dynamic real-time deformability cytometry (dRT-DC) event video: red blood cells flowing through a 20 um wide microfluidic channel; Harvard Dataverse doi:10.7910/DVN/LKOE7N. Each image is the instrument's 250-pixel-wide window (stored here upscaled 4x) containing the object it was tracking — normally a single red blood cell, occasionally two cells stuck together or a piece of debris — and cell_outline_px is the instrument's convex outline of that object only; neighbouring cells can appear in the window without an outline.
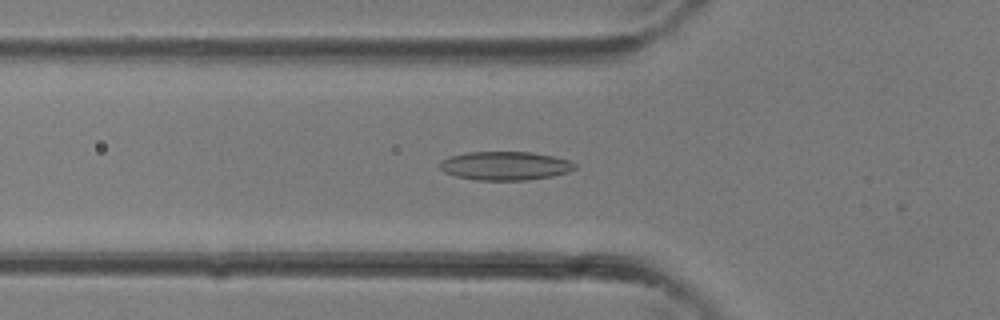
{"species": "common noctule bat (a hibernating species)", "species_latin": "Nyctalus noctula", "temperature_condition": "room temperature", "stored_images_in_passage": 19, "camera_frame_rate_fps": 3000, "um_per_image_px": 0.085, "animal": {"sex": "female"}, "frame": {"image": 1, "passage_image": 12, "time_ms": 3.667, "image_size_px": [1000, 320], "cell_outline_px": [[576, 168], [568, 172], [552, 176], [528, 180], [476, 180], [456, 176], [444, 172], [440, 168], [440, 160], [448, 156], [468, 152], [532, 152], [552, 156], [568, 160], [576, 164]], "centroid_in_image_um": [42.92, 14.09], "position_along_channel_um": 82.9, "area_um2": 22.6}}
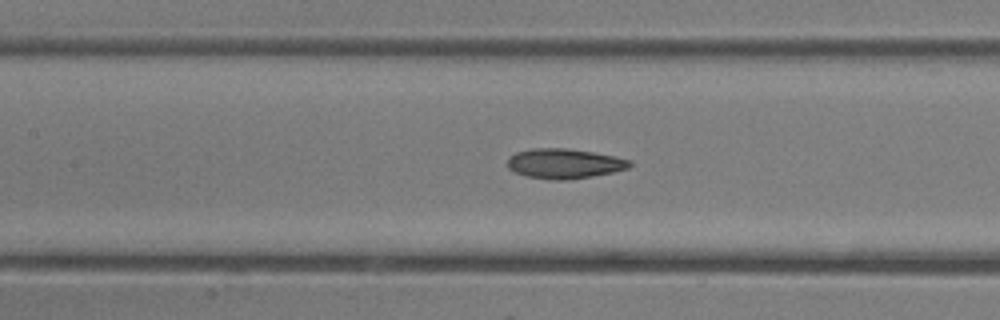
{"frame": {"image": 2, "passage_image": 16, "time_ms": 5.0, "image_size_px": [1000, 320], "cell_outline_px": [[632, 164], [628, 168], [612, 172], [592, 176], [564, 180], [548, 180], [528, 176], [516, 172], [508, 168], [508, 156], [516, 152], [532, 148], [568, 148], [592, 152], [632, 160]], "centroid_in_image_um": [47.95, 13.9], "position_along_channel_um": 159.5, "area_um2": 21.21}}
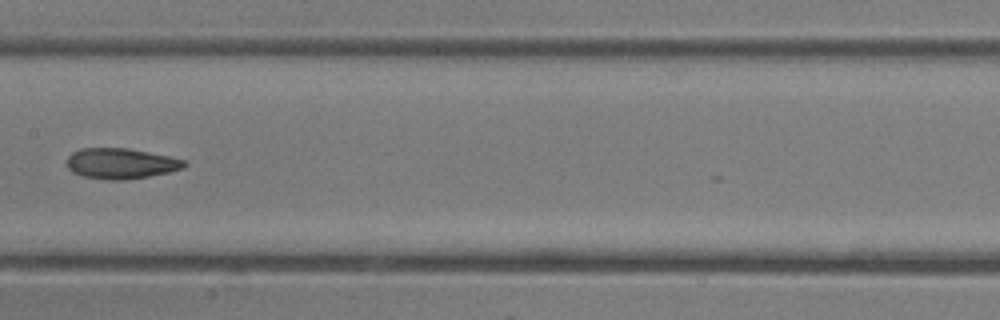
{"frame": {"image": 3, "passage_image": 18, "time_ms": 5.667, "image_size_px": [1000, 320], "cell_outline_px": [[188, 164], [184, 168], [168, 172], [148, 176], [124, 180], [108, 180], [84, 176], [72, 172], [68, 168], [68, 156], [72, 152], [80, 148], [128, 148], [188, 160]], "centroid_in_image_um": [10.3, 13.89], "position_along_channel_um": 197.1, "area_um2": 20.92}}